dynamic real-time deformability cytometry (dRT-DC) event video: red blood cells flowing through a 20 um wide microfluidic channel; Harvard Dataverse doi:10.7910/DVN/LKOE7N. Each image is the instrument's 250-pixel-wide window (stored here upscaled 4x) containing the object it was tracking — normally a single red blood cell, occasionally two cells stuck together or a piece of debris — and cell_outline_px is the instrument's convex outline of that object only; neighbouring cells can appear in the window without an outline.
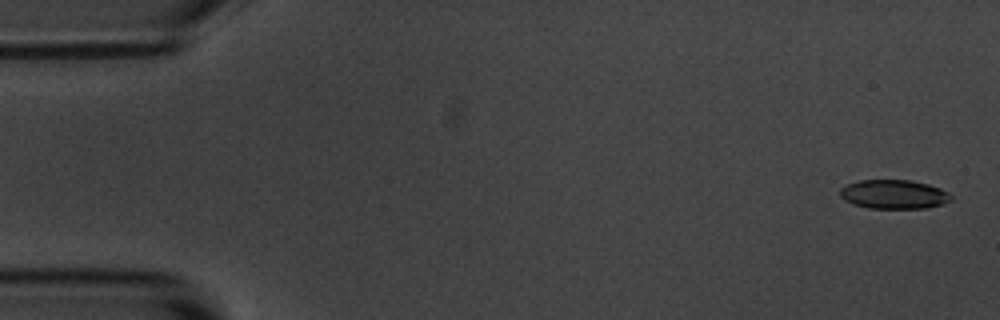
{"species": "common noctule bat (a hibernating species)", "species_latin": "Nyctalus noctula", "temperature_condition": "room temperature", "stored_images_in_passage": 4, "camera_frame_rate_fps": 3000, "um_per_image_px": 0.085, "animal": {"sex": "male", "body_mass_g": 20.1, "forearm_length_mm": 53.5}, "frame": {"image": 1, "passage_image": 1, "time_ms": 0.0, "image_size_px": [1000, 320], "cell_outline_px": [[952, 200], [944, 204], [928, 208], [868, 208], [852, 204], [844, 200], [840, 196], [840, 188], [848, 184], [860, 180], [908, 180], [928, 184], [940, 188], [948, 192], [952, 196]], "centroid_in_image_um": [75.99, 16.52], "position_along_channel_um": 9.0, "area_um2": 18.9}}
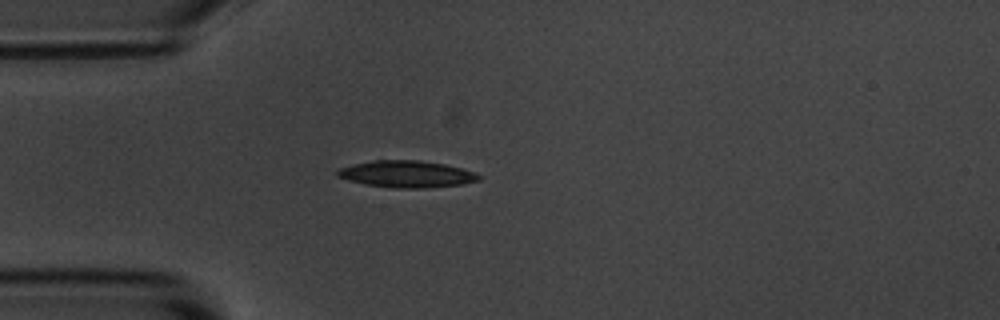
{"frame": {"image": 2, "passage_image": 4, "time_ms": 4.333, "image_size_px": [1000, 320], "cell_outline_px": [[480, 180], [464, 184], [424, 188], [396, 188], [368, 184], [348, 180], [336, 176], [336, 172], [340, 168], [352, 164], [372, 160], [420, 160], [444, 164], [460, 168], [472, 172], [480, 176]], "centroid_in_image_um": [34.54, 14.79], "position_along_channel_um": 50.5, "area_um2": 21.91}}